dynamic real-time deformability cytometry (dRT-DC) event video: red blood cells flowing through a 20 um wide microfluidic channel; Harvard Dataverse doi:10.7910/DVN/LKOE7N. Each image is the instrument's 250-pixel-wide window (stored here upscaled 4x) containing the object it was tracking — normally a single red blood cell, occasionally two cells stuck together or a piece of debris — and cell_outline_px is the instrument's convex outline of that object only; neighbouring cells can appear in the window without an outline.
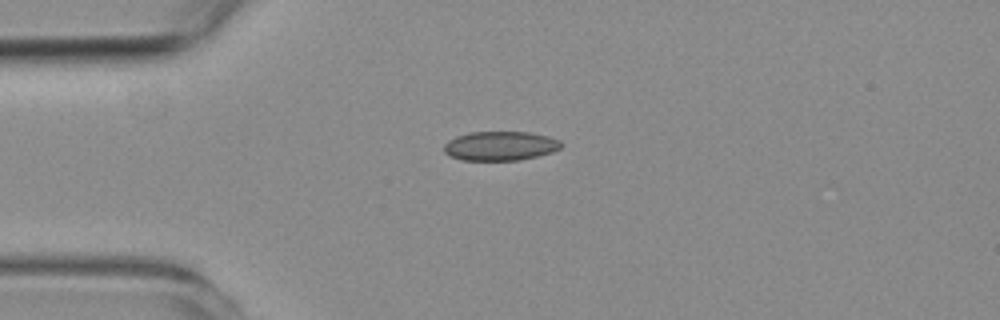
{"species": "common noctule bat (a hibernating species)", "species_latin": "Nyctalus noctula", "temperature_condition": "room temperature", "stored_images_in_passage": 42, "camera_frame_rate_fps": 3000, "um_per_image_px": 0.085, "animal": {"sex": "female", "body_mass_g": 19.3, "forearm_length_mm": 54.1}, "frame": {"image": 1, "passage_image": 1, "time_ms": 0.0, "image_size_px": [1000, 320], "cell_outline_px": [[564, 144], [560, 148], [552, 152], [520, 160], [460, 160], [448, 156], [444, 152], [444, 144], [448, 140], [456, 136], [468, 132], [528, 132], [548, 136], [560, 140]], "centroid_in_image_um": [42.5, 12.4], "position_along_channel_um": 42.5, "area_um2": 20.11}}
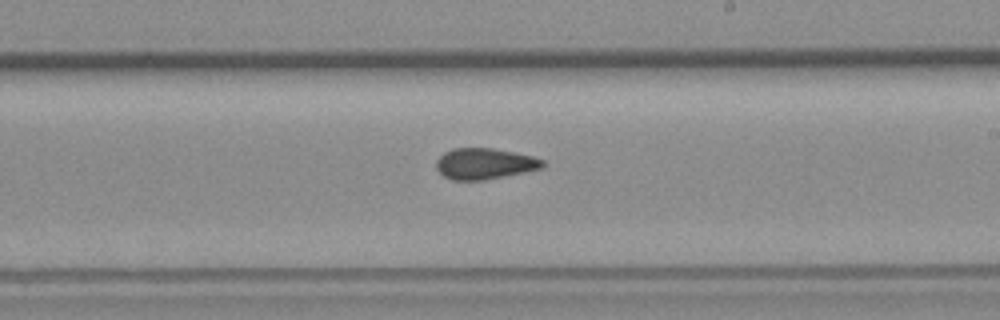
{"frame": {"image": 2, "passage_image": 19, "time_ms": 6.0, "image_size_px": [1000, 320], "cell_outline_px": [[544, 168], [484, 180], [452, 180], [444, 176], [436, 168], [436, 160], [444, 152], [452, 148], [492, 148], [532, 156], [544, 160]], "centroid_in_image_um": [41.18, 13.91], "position_along_channel_um": 247.8, "area_um2": 19.19}}
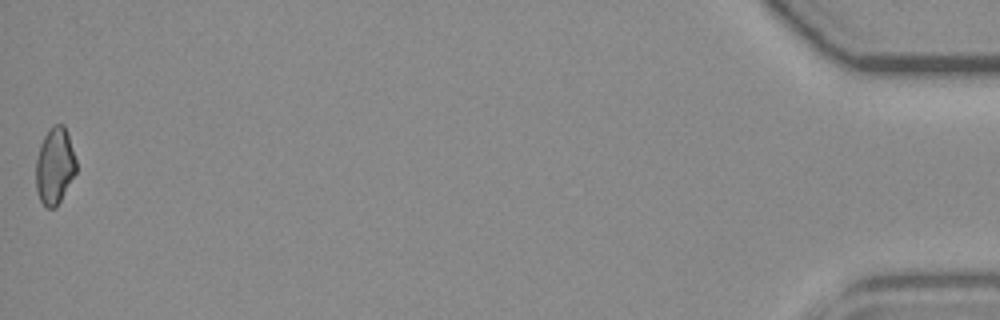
{"frame": {"image": 3, "passage_image": 42, "time_ms": 13.667, "image_size_px": [1000, 320], "cell_outline_px": [[76, 172], [56, 208], [48, 208], [40, 200], [36, 192], [36, 160], [40, 144], [48, 128], [52, 124], [64, 124], [68, 132], [76, 160]], "centroid_in_image_um": [4.65, 14.07], "position_along_channel_um": 430.6, "area_um2": 18.15}, "authors_computed_cell_mechanics": {"area_um2": 19.3052, "velocity_mm_per_s": 3.7554, "shape_relaxation_time_tau1_ms": null, "shape_relaxation_time_tau2_ms": 1.7835, "deformation_change_tau1": null, "deformation_change_tau2": 0.0675}}